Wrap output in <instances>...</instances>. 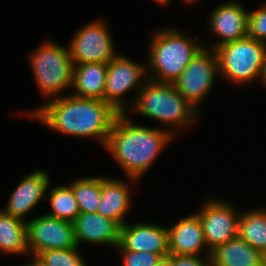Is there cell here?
Masks as SVG:
<instances>
[{"label": "cell", "mask_w": 266, "mask_h": 266, "mask_svg": "<svg viewBox=\"0 0 266 266\" xmlns=\"http://www.w3.org/2000/svg\"><path fill=\"white\" fill-rule=\"evenodd\" d=\"M231 205L219 200H208L196 214L199 216L204 239L207 245V255L216 246L226 243L238 236V220L240 213Z\"/></svg>", "instance_id": "obj_11"}, {"label": "cell", "mask_w": 266, "mask_h": 266, "mask_svg": "<svg viewBox=\"0 0 266 266\" xmlns=\"http://www.w3.org/2000/svg\"><path fill=\"white\" fill-rule=\"evenodd\" d=\"M49 193L52 211L47 215L73 223L80 210L71 186H55Z\"/></svg>", "instance_id": "obj_23"}, {"label": "cell", "mask_w": 266, "mask_h": 266, "mask_svg": "<svg viewBox=\"0 0 266 266\" xmlns=\"http://www.w3.org/2000/svg\"><path fill=\"white\" fill-rule=\"evenodd\" d=\"M155 2H157L159 5H166L170 0H154Z\"/></svg>", "instance_id": "obj_30"}, {"label": "cell", "mask_w": 266, "mask_h": 266, "mask_svg": "<svg viewBox=\"0 0 266 266\" xmlns=\"http://www.w3.org/2000/svg\"><path fill=\"white\" fill-rule=\"evenodd\" d=\"M260 8L248 13V37L266 43V3Z\"/></svg>", "instance_id": "obj_25"}, {"label": "cell", "mask_w": 266, "mask_h": 266, "mask_svg": "<svg viewBox=\"0 0 266 266\" xmlns=\"http://www.w3.org/2000/svg\"><path fill=\"white\" fill-rule=\"evenodd\" d=\"M69 43V52L73 65L81 63L108 64L116 54L114 41L107 25L93 21L79 29Z\"/></svg>", "instance_id": "obj_8"}, {"label": "cell", "mask_w": 266, "mask_h": 266, "mask_svg": "<svg viewBox=\"0 0 266 266\" xmlns=\"http://www.w3.org/2000/svg\"><path fill=\"white\" fill-rule=\"evenodd\" d=\"M173 136L166 128L161 130L138 126L127 112L119 113L104 147L113 155L127 177L136 182L149 170Z\"/></svg>", "instance_id": "obj_2"}, {"label": "cell", "mask_w": 266, "mask_h": 266, "mask_svg": "<svg viewBox=\"0 0 266 266\" xmlns=\"http://www.w3.org/2000/svg\"><path fill=\"white\" fill-rule=\"evenodd\" d=\"M183 3L185 2V4H193V2L197 1V0H182Z\"/></svg>", "instance_id": "obj_32"}, {"label": "cell", "mask_w": 266, "mask_h": 266, "mask_svg": "<svg viewBox=\"0 0 266 266\" xmlns=\"http://www.w3.org/2000/svg\"><path fill=\"white\" fill-rule=\"evenodd\" d=\"M154 266H171L169 255L166 257H161Z\"/></svg>", "instance_id": "obj_28"}, {"label": "cell", "mask_w": 266, "mask_h": 266, "mask_svg": "<svg viewBox=\"0 0 266 266\" xmlns=\"http://www.w3.org/2000/svg\"><path fill=\"white\" fill-rule=\"evenodd\" d=\"M212 266H264L265 255L239 236L216 246L210 252Z\"/></svg>", "instance_id": "obj_18"}, {"label": "cell", "mask_w": 266, "mask_h": 266, "mask_svg": "<svg viewBox=\"0 0 266 266\" xmlns=\"http://www.w3.org/2000/svg\"><path fill=\"white\" fill-rule=\"evenodd\" d=\"M74 237L79 247L81 242L117 246L120 242L121 226L99 213H80L75 221Z\"/></svg>", "instance_id": "obj_15"}, {"label": "cell", "mask_w": 266, "mask_h": 266, "mask_svg": "<svg viewBox=\"0 0 266 266\" xmlns=\"http://www.w3.org/2000/svg\"><path fill=\"white\" fill-rule=\"evenodd\" d=\"M123 257L122 266H154L161 258L159 254L152 252H132L125 250L120 244L116 246Z\"/></svg>", "instance_id": "obj_26"}, {"label": "cell", "mask_w": 266, "mask_h": 266, "mask_svg": "<svg viewBox=\"0 0 266 266\" xmlns=\"http://www.w3.org/2000/svg\"><path fill=\"white\" fill-rule=\"evenodd\" d=\"M50 185V178L45 171L37 170L24 176L20 184L11 193L9 202L3 210L5 213L24 220L41 200Z\"/></svg>", "instance_id": "obj_14"}, {"label": "cell", "mask_w": 266, "mask_h": 266, "mask_svg": "<svg viewBox=\"0 0 266 266\" xmlns=\"http://www.w3.org/2000/svg\"><path fill=\"white\" fill-rule=\"evenodd\" d=\"M131 103L129 108L135 109L147 118L159 120L164 126L167 125L172 135L176 133L174 128L182 129L198 118V110L176 90L174 84L170 83L148 79Z\"/></svg>", "instance_id": "obj_3"}, {"label": "cell", "mask_w": 266, "mask_h": 266, "mask_svg": "<svg viewBox=\"0 0 266 266\" xmlns=\"http://www.w3.org/2000/svg\"><path fill=\"white\" fill-rule=\"evenodd\" d=\"M69 185L74 192L80 213H97L101 202V177L79 178Z\"/></svg>", "instance_id": "obj_22"}, {"label": "cell", "mask_w": 266, "mask_h": 266, "mask_svg": "<svg viewBox=\"0 0 266 266\" xmlns=\"http://www.w3.org/2000/svg\"><path fill=\"white\" fill-rule=\"evenodd\" d=\"M29 59L36 84L44 96H60L59 93L72 86L73 63L67 47L45 41Z\"/></svg>", "instance_id": "obj_6"}, {"label": "cell", "mask_w": 266, "mask_h": 266, "mask_svg": "<svg viewBox=\"0 0 266 266\" xmlns=\"http://www.w3.org/2000/svg\"><path fill=\"white\" fill-rule=\"evenodd\" d=\"M219 74L218 58L215 49L203 47L186 66L179 78L173 83L176 90L199 110V104L213 89Z\"/></svg>", "instance_id": "obj_7"}, {"label": "cell", "mask_w": 266, "mask_h": 266, "mask_svg": "<svg viewBox=\"0 0 266 266\" xmlns=\"http://www.w3.org/2000/svg\"><path fill=\"white\" fill-rule=\"evenodd\" d=\"M119 244L132 252H152L166 257L169 252V240L167 227L148 224L135 223L128 225L125 223L121 227Z\"/></svg>", "instance_id": "obj_13"}, {"label": "cell", "mask_w": 266, "mask_h": 266, "mask_svg": "<svg viewBox=\"0 0 266 266\" xmlns=\"http://www.w3.org/2000/svg\"><path fill=\"white\" fill-rule=\"evenodd\" d=\"M76 246L73 223L47 214L27 221V248L33 256L48 249Z\"/></svg>", "instance_id": "obj_10"}, {"label": "cell", "mask_w": 266, "mask_h": 266, "mask_svg": "<svg viewBox=\"0 0 266 266\" xmlns=\"http://www.w3.org/2000/svg\"><path fill=\"white\" fill-rule=\"evenodd\" d=\"M238 236L266 255V208L240 213Z\"/></svg>", "instance_id": "obj_21"}, {"label": "cell", "mask_w": 266, "mask_h": 266, "mask_svg": "<svg viewBox=\"0 0 266 266\" xmlns=\"http://www.w3.org/2000/svg\"><path fill=\"white\" fill-rule=\"evenodd\" d=\"M21 266H39V263H38L37 258L35 256H33V260L31 263L29 262V263H27L25 265H21Z\"/></svg>", "instance_id": "obj_29"}, {"label": "cell", "mask_w": 266, "mask_h": 266, "mask_svg": "<svg viewBox=\"0 0 266 266\" xmlns=\"http://www.w3.org/2000/svg\"><path fill=\"white\" fill-rule=\"evenodd\" d=\"M27 254V221L0 210V253Z\"/></svg>", "instance_id": "obj_20"}, {"label": "cell", "mask_w": 266, "mask_h": 266, "mask_svg": "<svg viewBox=\"0 0 266 266\" xmlns=\"http://www.w3.org/2000/svg\"><path fill=\"white\" fill-rule=\"evenodd\" d=\"M219 75L236 85L263 80L266 64V43L250 37L215 48Z\"/></svg>", "instance_id": "obj_5"}, {"label": "cell", "mask_w": 266, "mask_h": 266, "mask_svg": "<svg viewBox=\"0 0 266 266\" xmlns=\"http://www.w3.org/2000/svg\"><path fill=\"white\" fill-rule=\"evenodd\" d=\"M248 13L239 1L230 0L217 6L209 17V28L220 41L211 45L212 49L235 40L248 37Z\"/></svg>", "instance_id": "obj_12"}, {"label": "cell", "mask_w": 266, "mask_h": 266, "mask_svg": "<svg viewBox=\"0 0 266 266\" xmlns=\"http://www.w3.org/2000/svg\"><path fill=\"white\" fill-rule=\"evenodd\" d=\"M169 260L171 266H212L210 255H206V257H200L193 255H177L170 253Z\"/></svg>", "instance_id": "obj_27"}, {"label": "cell", "mask_w": 266, "mask_h": 266, "mask_svg": "<svg viewBox=\"0 0 266 266\" xmlns=\"http://www.w3.org/2000/svg\"><path fill=\"white\" fill-rule=\"evenodd\" d=\"M39 266H87L79 253V247L48 249L36 256Z\"/></svg>", "instance_id": "obj_24"}, {"label": "cell", "mask_w": 266, "mask_h": 266, "mask_svg": "<svg viewBox=\"0 0 266 266\" xmlns=\"http://www.w3.org/2000/svg\"><path fill=\"white\" fill-rule=\"evenodd\" d=\"M146 75L145 65L117 55L107 64L103 101L109 103L118 113H126L128 106L123 96L133 88H137L139 92L148 80Z\"/></svg>", "instance_id": "obj_9"}, {"label": "cell", "mask_w": 266, "mask_h": 266, "mask_svg": "<svg viewBox=\"0 0 266 266\" xmlns=\"http://www.w3.org/2000/svg\"><path fill=\"white\" fill-rule=\"evenodd\" d=\"M119 113L107 102L71 94L53 97L28 115L65 135L96 137L105 146Z\"/></svg>", "instance_id": "obj_1"}, {"label": "cell", "mask_w": 266, "mask_h": 266, "mask_svg": "<svg viewBox=\"0 0 266 266\" xmlns=\"http://www.w3.org/2000/svg\"><path fill=\"white\" fill-rule=\"evenodd\" d=\"M202 48L195 39L174 28L158 30L148 51V66L152 70V74L147 75L148 79L173 84Z\"/></svg>", "instance_id": "obj_4"}, {"label": "cell", "mask_w": 266, "mask_h": 266, "mask_svg": "<svg viewBox=\"0 0 266 266\" xmlns=\"http://www.w3.org/2000/svg\"><path fill=\"white\" fill-rule=\"evenodd\" d=\"M107 64L81 63L73 65L71 95L79 98L103 100L106 85Z\"/></svg>", "instance_id": "obj_19"}, {"label": "cell", "mask_w": 266, "mask_h": 266, "mask_svg": "<svg viewBox=\"0 0 266 266\" xmlns=\"http://www.w3.org/2000/svg\"><path fill=\"white\" fill-rule=\"evenodd\" d=\"M262 85H264L266 88V64H265V71H264V75H263Z\"/></svg>", "instance_id": "obj_31"}, {"label": "cell", "mask_w": 266, "mask_h": 266, "mask_svg": "<svg viewBox=\"0 0 266 266\" xmlns=\"http://www.w3.org/2000/svg\"><path fill=\"white\" fill-rule=\"evenodd\" d=\"M124 180L101 177V202L97 213L116 221L121 227L131 206V191Z\"/></svg>", "instance_id": "obj_17"}, {"label": "cell", "mask_w": 266, "mask_h": 266, "mask_svg": "<svg viewBox=\"0 0 266 266\" xmlns=\"http://www.w3.org/2000/svg\"><path fill=\"white\" fill-rule=\"evenodd\" d=\"M167 229L171 254L200 256L202 249L205 247L206 250L208 249L203 228L196 213L180 218L178 223Z\"/></svg>", "instance_id": "obj_16"}]
</instances>
